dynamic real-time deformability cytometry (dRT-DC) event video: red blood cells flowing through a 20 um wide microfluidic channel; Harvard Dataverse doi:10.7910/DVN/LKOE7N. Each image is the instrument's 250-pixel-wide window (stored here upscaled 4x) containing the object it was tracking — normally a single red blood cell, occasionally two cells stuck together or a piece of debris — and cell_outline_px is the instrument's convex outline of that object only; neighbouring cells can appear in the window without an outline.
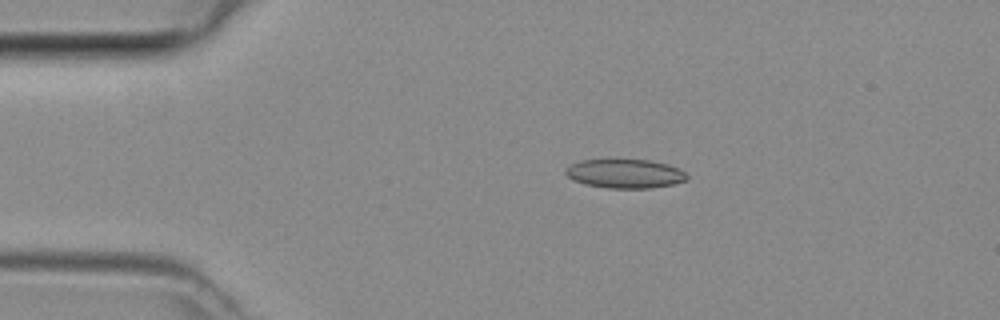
{"species": "common noctule bat (a hibernating species)", "species_latin": "Nyctalus noctula", "temperature_condition": "room temperature", "stored_images_in_passage": 46, "camera_frame_rate_fps": 3000, "um_per_image_px": 0.085, "animal": {"sex": "female", "body_mass_g": 29.2, "forearm_length_mm": 56.3}, "frame": {"image": 1, "passage_image": 8, "time_ms": 2.333, "image_size_px": [1000, 320], "cell_outline_px": [[688, 176], [684, 180], [672, 184], [652, 188], [608, 188], [584, 184], [568, 176], [564, 172], [564, 168], [580, 160], [648, 160], [668, 164], [680, 168]], "centroid_in_image_um": [53.12, 14.76], "position_along_channel_um": 31.9, "area_um2": 20.35}}
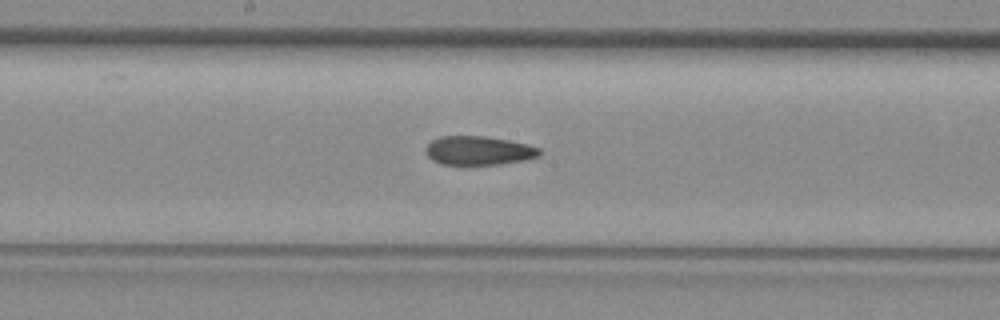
{"frame": {"image": 2, "passage_image": 23, "time_ms": 7.333, "image_size_px": [1000, 320], "cell_outline_px": [[540, 156], [524, 160], [500, 164], [440, 164], [432, 160], [424, 152], [424, 148], [432, 140], [440, 136], [484, 136], [508, 140], [540, 148]], "centroid_in_image_um": [40.64, 12.8], "position_along_channel_um": 207.6, "area_um2": 19.07}}
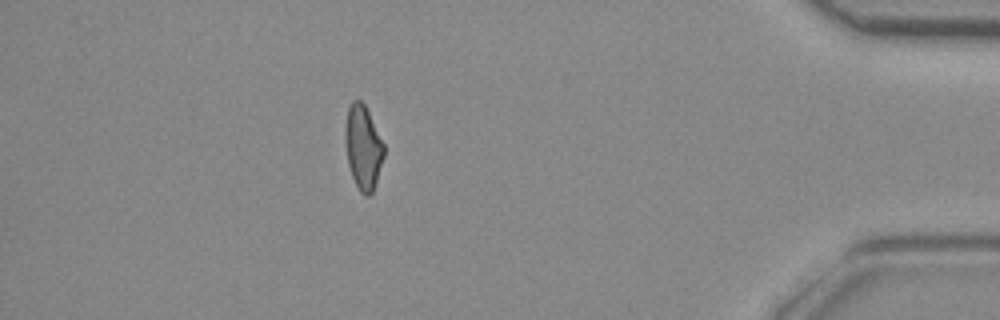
{"frame": {"image": 3, "passage_image": 40, "time_ms": 13.0, "image_size_px": [1000, 320], "cell_outline_px": [[384, 156], [372, 192], [368, 196], [360, 192], [352, 176], [348, 164], [344, 136], [344, 128], [348, 108], [352, 100], [360, 100], [364, 104], [384, 144]], "centroid_in_image_um": [30.84, 12.5], "position_along_channel_um": 404.4, "area_um2": 18.73}}